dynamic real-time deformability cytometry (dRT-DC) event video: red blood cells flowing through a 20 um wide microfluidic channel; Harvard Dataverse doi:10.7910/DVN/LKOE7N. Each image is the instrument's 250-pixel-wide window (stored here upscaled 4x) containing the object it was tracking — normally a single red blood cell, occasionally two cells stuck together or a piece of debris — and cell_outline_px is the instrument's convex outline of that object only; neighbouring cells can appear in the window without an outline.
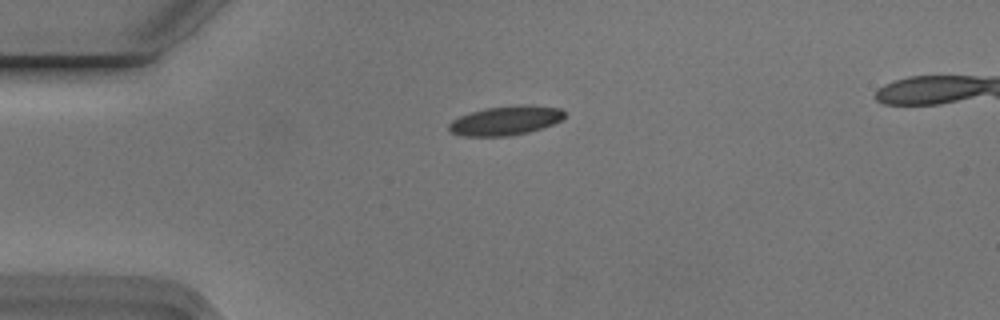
{"species": "Egyptian fruit bat (a non-hibernating species)", "species_latin": "Rousettus aegyptiacus", "temperature_condition": "cold", "stored_images_in_passage": 4, "camera_frame_rate_fps": 3000, "um_per_image_px": 0.085, "animal": {"sex": "male"}, "frame": {"image": 1, "passage_image": 3, "time_ms": 0.667, "image_size_px": [1000, 320], "cell_outline_px": [[564, 116], [560, 120], [552, 124], [528, 132], [508, 136], [464, 136], [452, 132], [448, 128], [448, 124], [452, 120], [460, 116], [484, 108], [520, 104], [528, 104], [560, 108], [564, 112]], "centroid_in_image_um": [42.96, 10.23], "position_along_channel_um": 42.0, "area_um2": 19.59}}